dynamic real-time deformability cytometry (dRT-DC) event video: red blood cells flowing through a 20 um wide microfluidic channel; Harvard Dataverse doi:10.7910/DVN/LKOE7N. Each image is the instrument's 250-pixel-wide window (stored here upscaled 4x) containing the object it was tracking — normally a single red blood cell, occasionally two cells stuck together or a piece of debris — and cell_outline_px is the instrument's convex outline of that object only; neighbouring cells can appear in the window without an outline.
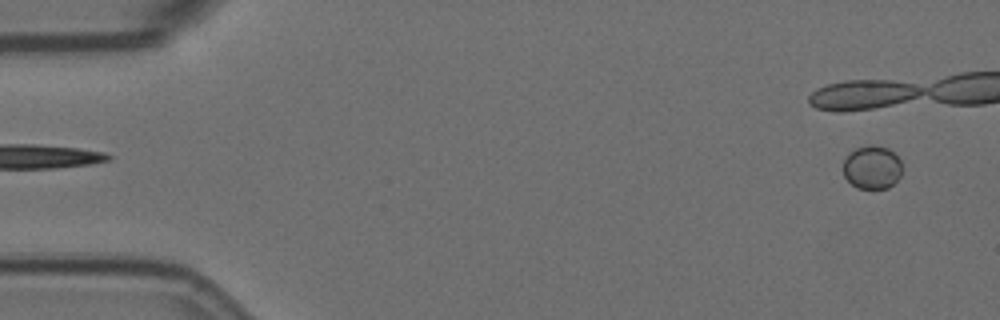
{"species": "Egyptian fruit bat (a non-hibernating species)", "species_latin": "Rousettus aegyptiacus", "temperature_condition": "room temperature", "stored_images_in_passage": 6, "camera_frame_rate_fps": 3000, "um_per_image_px": 0.085, "animal": {"sex": "female"}, "frame": {"image": 1, "passage_image": 1, "time_ms": 0.0, "image_size_px": [1000, 320], "cell_outline_px": [[900, 176], [888, 188], [856, 188], [844, 176], [844, 160], [848, 152], [856, 148], [868, 144], [872, 144], [888, 148], [900, 160]], "centroid_in_image_um": [74.1, 14.2], "position_along_channel_um": 10.9, "area_um2": 14.8}}